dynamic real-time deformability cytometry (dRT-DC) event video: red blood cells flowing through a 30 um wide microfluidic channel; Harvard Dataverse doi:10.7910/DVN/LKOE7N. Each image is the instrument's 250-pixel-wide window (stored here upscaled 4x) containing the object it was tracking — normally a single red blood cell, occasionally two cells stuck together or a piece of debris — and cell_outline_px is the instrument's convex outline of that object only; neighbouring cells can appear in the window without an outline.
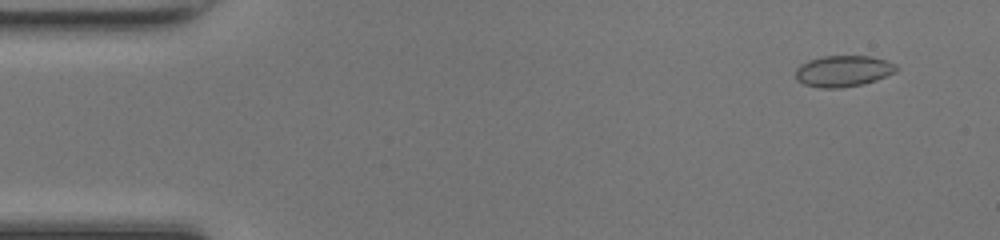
{"species": "common noctule bat (a hibernating species)", "species_latin": "Nyctalus noctula", "temperature_condition": "room temperature", "stored_images_in_passage": 49, "camera_frame_rate_fps": 3000, "um_per_image_px": 0.085, "animal": {"sex": "female", "body_mass_g": 17.0, "forearm_length_mm": 48.0}, "frame": {"image": 1, "passage_image": 4, "time_ms": 1.0, "image_size_px": [1000, 240], "cell_outline_px": [[900, 68], [896, 72], [876, 80], [864, 84], [840, 88], [820, 88], [804, 84], [796, 80], [796, 68], [800, 64], [808, 60], [824, 56], [872, 56], [896, 64]], "centroid_in_image_um": [71.68, 6.04], "position_along_channel_um": 13.3, "area_um2": 18.5}}
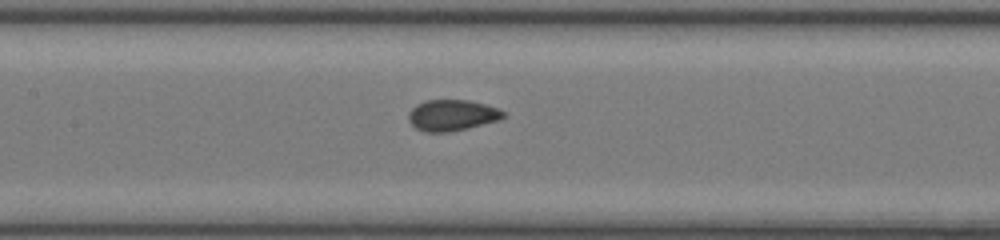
{"frame": {"image": 2, "passage_image": 23, "time_ms": 7.333, "image_size_px": [1000, 240], "cell_outline_px": [[508, 116], [500, 120], [468, 128], [448, 132], [424, 132], [416, 128], [408, 120], [408, 112], [416, 104], [428, 100], [468, 100], [484, 104], [496, 108], [504, 112]], "centroid_in_image_um": [38.42, 9.8], "position_along_channel_um": 169.0, "area_um2": 17.22}}
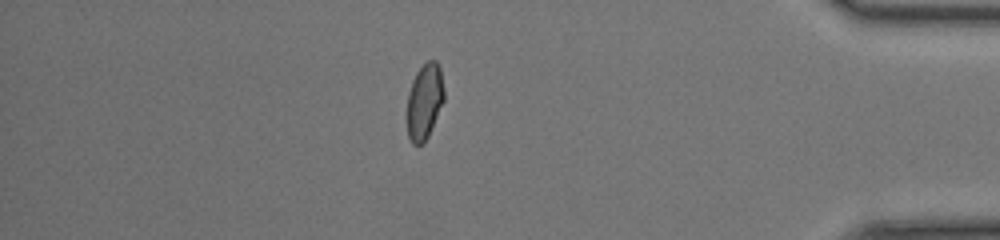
{"frame": {"image": 3, "passage_image": 42, "time_ms": 13.667, "image_size_px": [1000, 240], "cell_outline_px": [[444, 100], [428, 136], [424, 144], [412, 144], [408, 136], [408, 92], [412, 80], [416, 72], [428, 60], [436, 60], [440, 68], [444, 88]], "centroid_in_image_um": [36.09, 8.61], "position_along_channel_um": 399.1, "area_um2": 16.24}, "authors_computed_cell_mechanics": {"area_um2": 17.051, "velocity_mm_per_s": 4.2964, "shape_relaxation_time_tau1_ms": 5.2278, "shape_relaxation_time_tau2_ms": null, "deformation_change_tau1": 0.1377, "deformation_change_tau2": null}}